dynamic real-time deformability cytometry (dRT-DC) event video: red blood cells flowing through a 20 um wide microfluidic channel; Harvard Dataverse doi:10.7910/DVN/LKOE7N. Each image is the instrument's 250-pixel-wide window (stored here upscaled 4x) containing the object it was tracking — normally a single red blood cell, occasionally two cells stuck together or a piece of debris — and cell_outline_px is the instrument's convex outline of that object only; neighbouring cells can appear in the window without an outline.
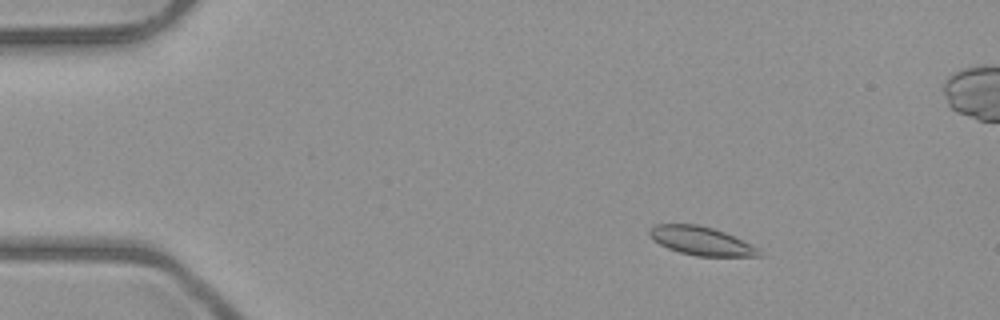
{"species": "common noctule bat (a hibernating species)", "species_latin": "Nyctalus noctula", "temperature_condition": "room temperature", "stored_images_in_passage": 4, "camera_frame_rate_fps": 3000, "um_per_image_px": 0.085, "animal": {"sex": "male", "body_mass_g": 23.1, "forearm_length_mm": 52.7}, "frame": {"image": 1, "passage_image": 1, "time_ms": 0.0, "image_size_px": [1000, 320], "cell_outline_px": [[760, 256], [696, 256], [680, 252], [668, 248], [652, 240], [648, 232], [656, 224], [696, 224], [712, 228], [724, 232], [760, 248]], "centroid_in_image_um": [59.59, 20.48], "position_along_channel_um": 25.4, "area_um2": 18.03}}
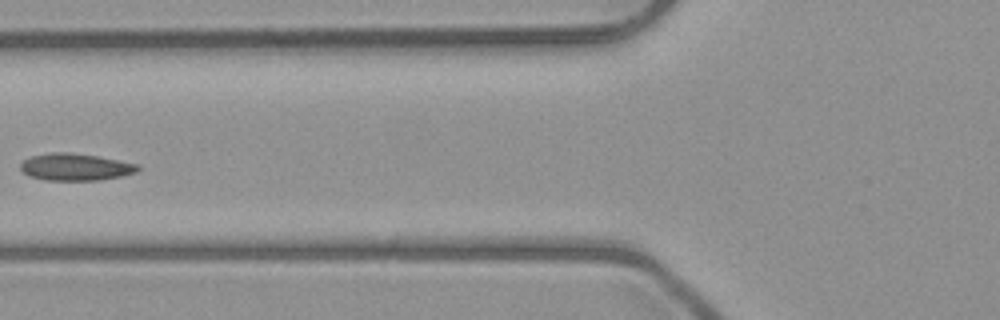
{"frame": {"image": 2, "passage_image": 4, "time_ms": 4.333, "image_size_px": [1000, 320], "cell_outline_px": [[140, 168], [136, 172], [120, 176], [100, 180], [44, 180], [28, 176], [20, 168], [20, 164], [24, 160], [32, 156], [52, 152], [72, 152], [96, 156], [140, 164]], "centroid_in_image_um": [6.41, 14.19], "position_along_channel_um": 119.4, "area_um2": 18.5}}